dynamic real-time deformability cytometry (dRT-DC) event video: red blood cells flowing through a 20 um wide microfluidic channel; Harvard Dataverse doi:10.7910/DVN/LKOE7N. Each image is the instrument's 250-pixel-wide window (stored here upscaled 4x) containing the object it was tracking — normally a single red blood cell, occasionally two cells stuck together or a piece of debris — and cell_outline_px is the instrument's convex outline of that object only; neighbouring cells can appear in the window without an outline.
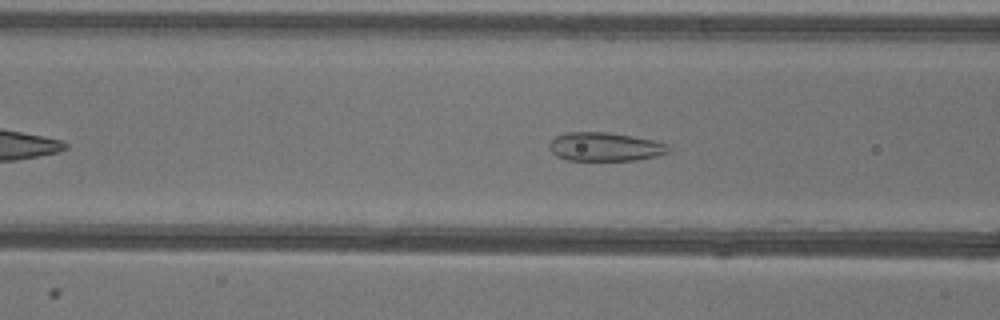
{"species": "common noctule bat (a hibernating species)", "species_latin": "Nyctalus noctula", "temperature_condition": "warm", "stored_images_in_passage": 45, "camera_frame_rate_fps": 3000, "um_per_image_px": 0.085, "animal": {"sex": "female"}, "frame": {"image": 1, "passage_image": 12, "time_ms": 3.667, "image_size_px": [1000, 320], "cell_outline_px": [[668, 152], [656, 156], [636, 160], [568, 160], [556, 156], [548, 148], [548, 144], [556, 136], [564, 132], [608, 132], [632, 136], [652, 140], [668, 144]], "centroid_in_image_um": [51.38, 12.47], "position_along_channel_um": 115.2, "area_um2": 19.88}}
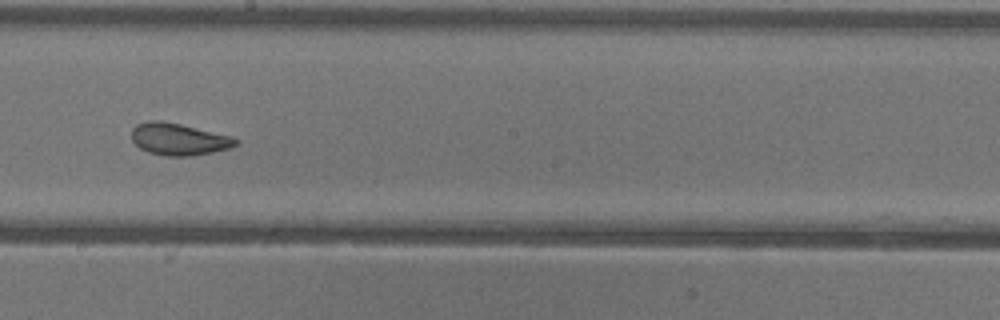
{"frame": {"image": 2, "passage_image": 21, "time_ms": 6.667, "image_size_px": [1000, 320], "cell_outline_px": [[240, 144], [232, 148], [192, 156], [164, 156], [148, 152], [140, 148], [132, 140], [132, 128], [136, 124], [148, 120], [160, 120], [180, 124], [232, 136], [240, 140]], "centroid_in_image_um": [15.22, 11.83], "position_along_channel_um": 233.0, "area_um2": 19.65}}
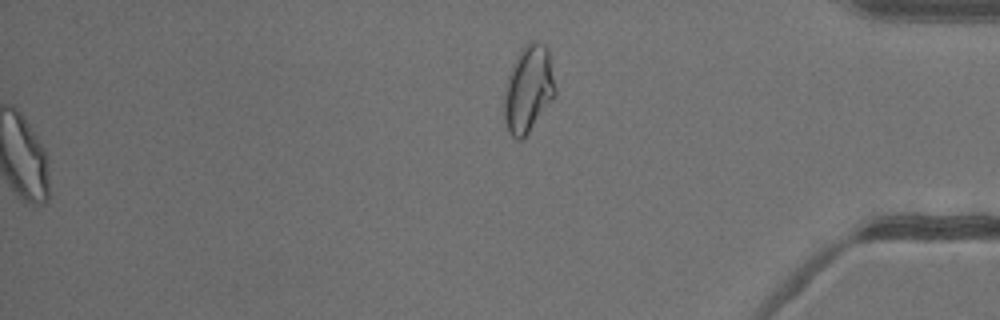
{"frame": {"image": 3, "passage_image": 45, "time_ms": 14.667, "image_size_px": [1000, 320], "cell_outline_px": [[556, 96], [528, 132], [520, 140], [516, 140], [508, 132], [504, 124], [504, 92], [508, 76], [516, 56], [524, 44], [528, 40], [536, 40], [544, 44], [548, 52], [556, 88]], "centroid_in_image_um": [44.9, 7.56], "position_along_channel_um": 390.3, "area_um2": 26.01}, "authors_computed_cell_mechanics": {"area_um2": 21.4438, "velocity_mm_per_s": 3.9256, "shape_relaxation_time_tau1_ms": 6.2146, "shape_relaxation_time_tau2_ms": 1.1275, "deformation_change_tau1": 0.1179, "deformation_change_tau2": 0.0747}}